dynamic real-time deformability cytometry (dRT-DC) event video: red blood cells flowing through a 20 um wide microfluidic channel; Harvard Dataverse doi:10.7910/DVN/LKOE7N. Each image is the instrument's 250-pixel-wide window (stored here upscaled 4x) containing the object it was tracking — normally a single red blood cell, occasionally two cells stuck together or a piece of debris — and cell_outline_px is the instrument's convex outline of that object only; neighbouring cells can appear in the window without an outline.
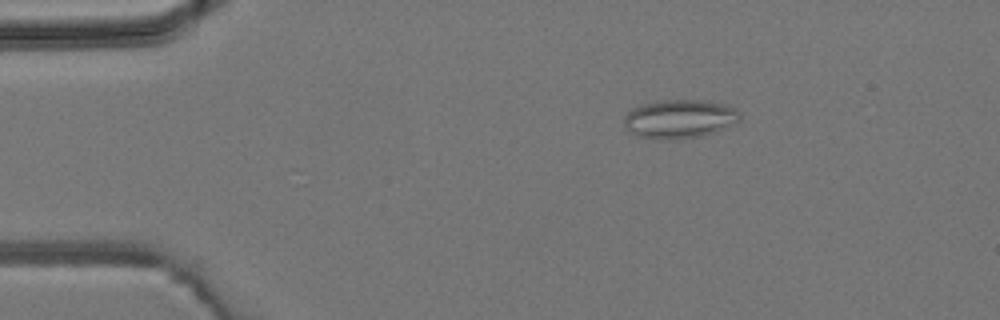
{"species": "common noctule bat (a hibernating species)", "species_latin": "Nyctalus noctula", "temperature_condition": "room temperature", "stored_images_in_passage": 3, "camera_frame_rate_fps": 3000, "um_per_image_px": 0.085, "animal": {"sex": "male", "body_mass_g": 19.2, "forearm_length_mm": 51.8}, "frame": {"image": 1, "passage_image": 1, "time_ms": 0.0, "image_size_px": [1000, 320], "cell_outline_px": [[740, 120], [736, 124], [716, 132], [700, 136], [636, 136], [628, 132], [624, 128], [624, 116], [632, 108], [656, 100], [704, 100], [728, 104], [740, 112]], "centroid_in_image_um": [57.81, 10.05], "position_along_channel_um": 27.2, "area_um2": 25.66}}